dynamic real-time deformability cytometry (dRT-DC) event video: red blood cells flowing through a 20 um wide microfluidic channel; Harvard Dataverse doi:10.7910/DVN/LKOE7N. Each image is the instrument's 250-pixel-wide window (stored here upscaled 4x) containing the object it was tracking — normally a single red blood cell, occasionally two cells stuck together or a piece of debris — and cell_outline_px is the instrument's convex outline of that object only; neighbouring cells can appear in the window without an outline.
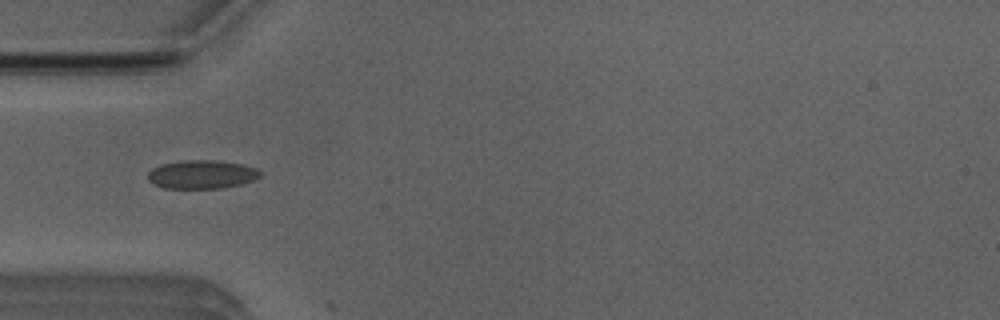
{"species": "Egyptian fruit bat (a non-hibernating species)", "species_latin": "Rousettus aegyptiacus", "temperature_condition": "room temperature", "stored_images_in_passage": 3, "camera_frame_rate_fps": 3000, "um_per_image_px": 0.085, "animal": {"sex": "male"}, "frame": {"image": 1, "passage_image": 2, "time_ms": 1.333, "image_size_px": [1000, 320], "cell_outline_px": [[260, 176], [252, 180], [240, 184], [224, 188], [164, 188], [152, 184], [148, 180], [148, 172], [152, 168], [160, 164], [184, 160], [216, 160], [240, 164], [256, 168], [260, 172]], "centroid_in_image_um": [17.1, 14.82], "position_along_channel_um": 67.9, "area_um2": 18.67}}